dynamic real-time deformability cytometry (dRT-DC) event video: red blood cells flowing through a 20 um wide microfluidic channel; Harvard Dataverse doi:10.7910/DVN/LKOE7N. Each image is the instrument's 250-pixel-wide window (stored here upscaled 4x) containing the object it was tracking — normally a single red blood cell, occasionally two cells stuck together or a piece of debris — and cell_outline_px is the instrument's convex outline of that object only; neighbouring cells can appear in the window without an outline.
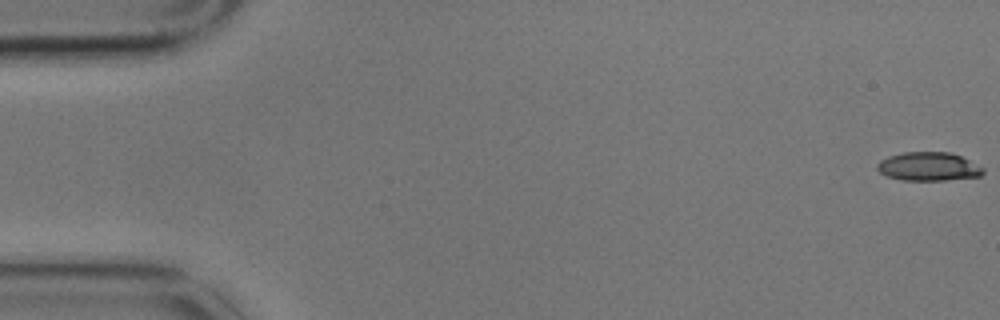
{"species": "common noctule bat (a hibernating species)", "species_latin": "Nyctalus noctula", "temperature_condition": "cold", "stored_images_in_passage": 59, "camera_frame_rate_fps": 3000, "um_per_image_px": 0.085, "animal": {"sex": "male", "body_mass_g": 17.9}, "frame": {"image": 1, "passage_image": 1, "time_ms": 0.0, "image_size_px": [1000, 320], "cell_outline_px": [[984, 172], [980, 176], [944, 180], [904, 180], [888, 176], [880, 172], [876, 168], [876, 164], [880, 160], [888, 156], [904, 152], [948, 152], [960, 156], [984, 168]], "centroid_in_image_um": [78.9, 14.15], "position_along_channel_um": 6.1, "area_um2": 17.51}}
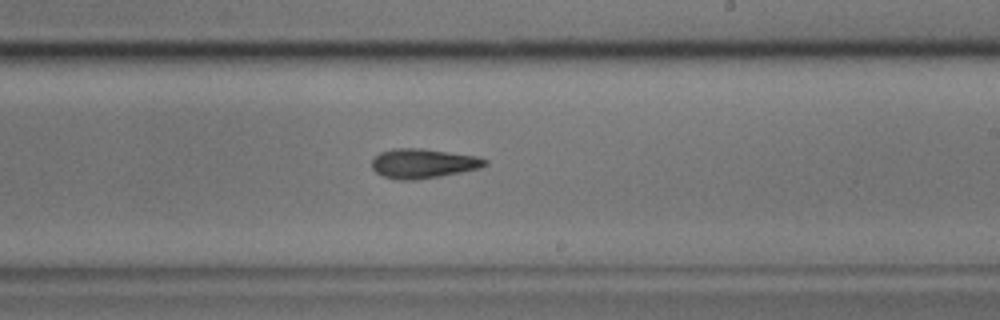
{"frame": {"image": 2, "passage_image": 35, "time_ms": 11.333, "image_size_px": [1000, 320], "cell_outline_px": [[488, 164], [480, 168], [440, 176], [416, 180], [400, 180], [384, 176], [376, 172], [372, 168], [372, 160], [380, 152], [392, 148], [424, 148], [480, 156], [488, 160]], "centroid_in_image_um": [36.0, 13.88], "position_along_channel_um": 253.0, "area_um2": 19.65}}
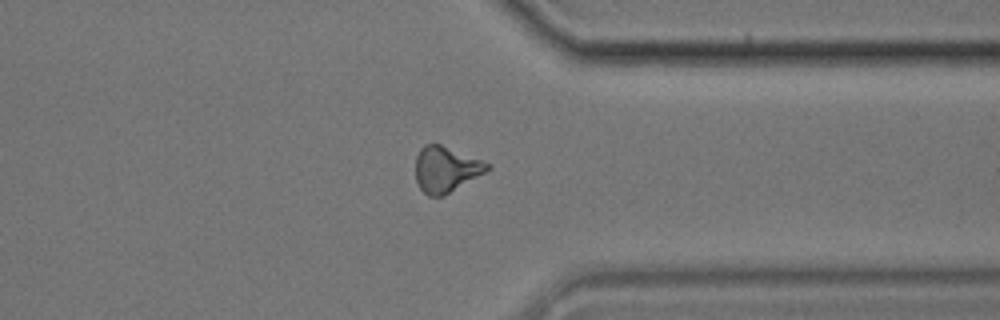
{"frame": {"image": 3, "passage_image": 46, "time_ms": 15.0, "image_size_px": [1000, 320], "cell_outline_px": [[492, 168], [444, 196], [428, 196], [420, 188], [416, 180], [416, 156], [420, 148], [424, 144], [440, 144], [492, 164]], "centroid_in_image_um": [37.9, 14.39], "position_along_channel_um": 373.5, "area_um2": 19.07}, "authors_computed_cell_mechanics": {"area_um2": 19.0162, "velocity_mm_per_s": 3.3802, "shape_relaxation_time_tau1_ms": 4.1871, "shape_relaxation_time_tau2_ms": 3.1847, "deformation_change_tau1": 0.1346, "deformation_change_tau2": 0.1174}}